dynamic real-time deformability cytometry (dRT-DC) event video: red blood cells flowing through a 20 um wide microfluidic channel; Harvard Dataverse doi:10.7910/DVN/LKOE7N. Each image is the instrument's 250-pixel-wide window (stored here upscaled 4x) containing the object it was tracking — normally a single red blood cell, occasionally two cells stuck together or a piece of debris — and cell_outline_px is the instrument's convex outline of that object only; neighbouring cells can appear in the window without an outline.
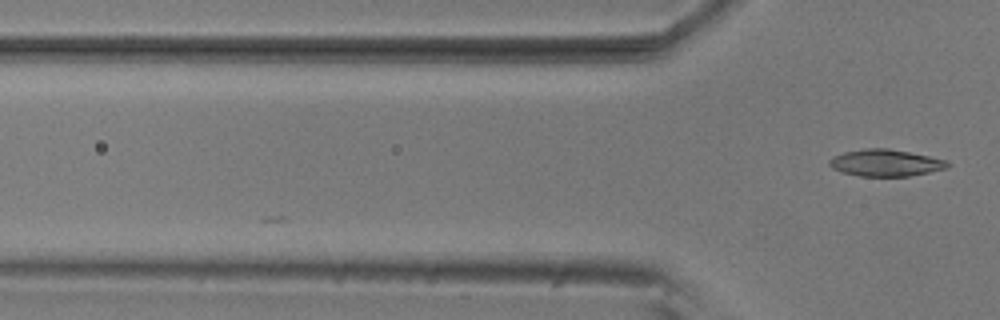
{"species": "common noctule bat (a hibernating species)", "species_latin": "Nyctalus noctula", "temperature_condition": "room temperature", "stored_images_in_passage": 5, "camera_frame_rate_fps": 3000, "um_per_image_px": 0.085, "animal": {"sex": "male", "body_mass_g": 20.5, "forearm_length_mm": 52.5}, "frame": {"image": 1, "passage_image": 5, "time_ms": 1.333, "image_size_px": [1000, 320], "cell_outline_px": [[952, 164], [948, 168], [908, 176], [860, 176], [844, 172], [832, 168], [828, 164], [828, 160], [832, 156], [844, 152], [864, 148], [888, 148], [948, 160]], "centroid_in_image_um": [75.27, 13.83], "position_along_channel_um": 50.5, "area_um2": 18.5}}